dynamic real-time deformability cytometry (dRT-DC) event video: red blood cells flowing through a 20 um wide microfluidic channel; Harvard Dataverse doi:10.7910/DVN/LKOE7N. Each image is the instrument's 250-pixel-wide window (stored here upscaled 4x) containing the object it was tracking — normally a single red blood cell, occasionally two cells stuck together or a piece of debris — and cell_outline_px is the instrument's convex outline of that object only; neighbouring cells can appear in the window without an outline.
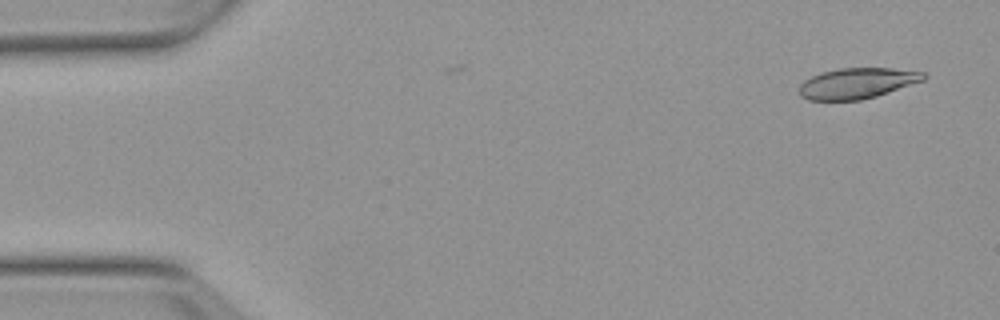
{"species": "Egyptian fruit bat (a non-hibernating species)", "species_latin": "Rousettus aegyptiacus", "temperature_condition": "warm", "stored_images_in_passage": 5, "camera_frame_rate_fps": 3000, "um_per_image_px": 0.085, "animal": {"sex": "female"}, "frame": {"image": 1, "passage_image": 2, "time_ms": 0.333, "image_size_px": [1000, 320], "cell_outline_px": [[928, 76], [924, 80], [876, 96], [860, 100], [808, 100], [800, 96], [800, 84], [804, 80], [820, 72], [840, 68], [892, 68], [928, 72]], "centroid_in_image_um": [72.88, 7.06], "position_along_channel_um": 12.1, "area_um2": 22.31}}